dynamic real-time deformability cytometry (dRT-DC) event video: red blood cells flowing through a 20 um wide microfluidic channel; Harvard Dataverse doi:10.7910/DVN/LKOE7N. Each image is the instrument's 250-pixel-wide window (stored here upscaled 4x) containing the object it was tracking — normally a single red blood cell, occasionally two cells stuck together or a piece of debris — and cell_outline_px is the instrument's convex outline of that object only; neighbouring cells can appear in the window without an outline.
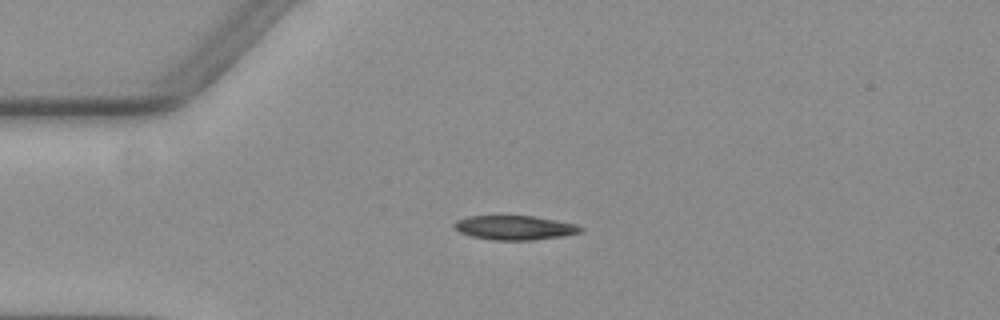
{"species": "common noctule bat (a hibernating species)", "species_latin": "Nyctalus noctula", "temperature_condition": "warm", "stored_images_in_passage": 4, "camera_frame_rate_fps": 3000, "um_per_image_px": 0.085, "animal": {"sex": "female", "body_mass_g": 19.3, "forearm_length_mm": 54.1}, "frame": {"image": 1, "passage_image": 1, "time_ms": 0.0, "image_size_px": [1000, 320], "cell_outline_px": [[584, 232], [564, 236], [532, 240], [492, 240], [472, 236], [460, 232], [452, 224], [456, 220], [468, 216], [536, 216], [576, 224], [584, 228]], "centroid_in_image_um": [43.79, 19.35], "position_along_channel_um": 41.2, "area_um2": 17.98}}